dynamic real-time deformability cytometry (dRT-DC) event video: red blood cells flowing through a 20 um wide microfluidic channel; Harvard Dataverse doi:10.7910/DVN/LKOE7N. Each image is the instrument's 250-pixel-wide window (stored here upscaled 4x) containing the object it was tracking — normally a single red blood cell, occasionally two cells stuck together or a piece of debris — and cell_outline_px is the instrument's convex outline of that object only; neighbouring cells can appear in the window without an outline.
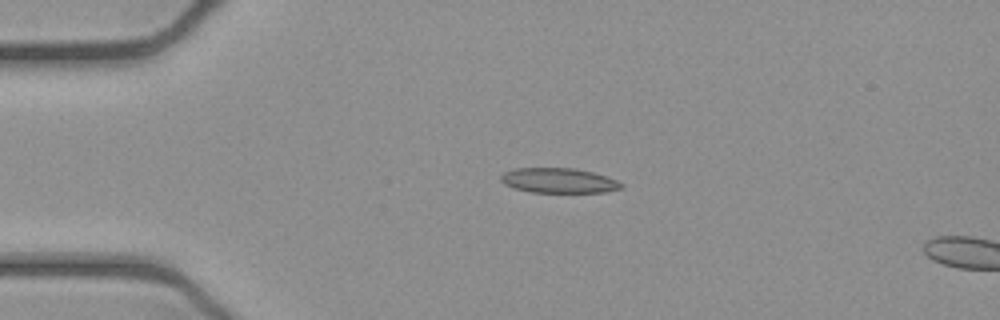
{"species": "common noctule bat (a hibernating species)", "species_latin": "Nyctalus noctula", "temperature_condition": "cold", "stored_images_in_passage": 4, "camera_frame_rate_fps": 3000, "um_per_image_px": 0.085, "animal": {"sex": "female", "body_mass_g": 21.9}, "frame": {"image": 1, "passage_image": 1, "time_ms": 0.0, "image_size_px": [1000, 320], "cell_outline_px": [[624, 188], [604, 192], [532, 192], [512, 188], [504, 184], [500, 180], [500, 176], [504, 172], [512, 168], [576, 168], [592, 172], [616, 180], [624, 184]], "centroid_in_image_um": [47.46, 15.34], "position_along_channel_um": 37.5, "area_um2": 17.57}}